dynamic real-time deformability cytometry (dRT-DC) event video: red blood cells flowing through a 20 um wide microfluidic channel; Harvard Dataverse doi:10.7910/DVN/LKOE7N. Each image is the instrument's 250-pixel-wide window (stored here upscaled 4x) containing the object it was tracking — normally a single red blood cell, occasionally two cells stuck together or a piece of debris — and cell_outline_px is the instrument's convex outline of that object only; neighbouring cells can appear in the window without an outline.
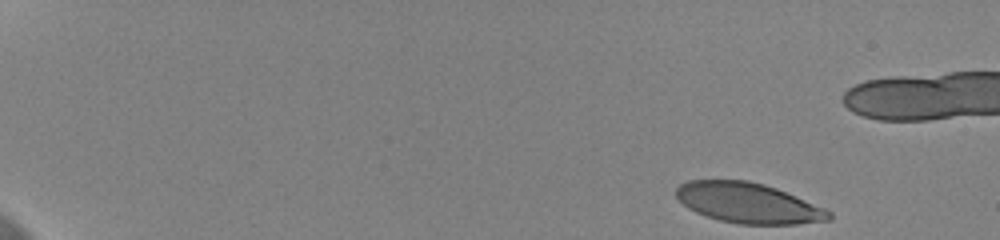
{"species": "human", "species_latin": "Homo sapiens", "temperature_condition": "cold", "stored_images_in_passage": 13, "camera_frame_rate_fps": 3000, "um_per_image_px": 0.085, "donor": {"sex": "female"}, "frame": {"image": 1, "passage_image": 1, "time_ms": 0.0, "image_size_px": [1000, 240], "cell_outline_px": [[832, 220], [796, 224], [740, 224], [720, 220], [696, 212], [688, 208], [676, 196], [676, 188], [680, 184], [688, 180], [748, 180], [764, 184], [776, 188], [824, 208], [832, 212]], "centroid_in_image_um": [63.61, 17.25], "position_along_channel_um": 21.4, "area_um2": 35.66}}
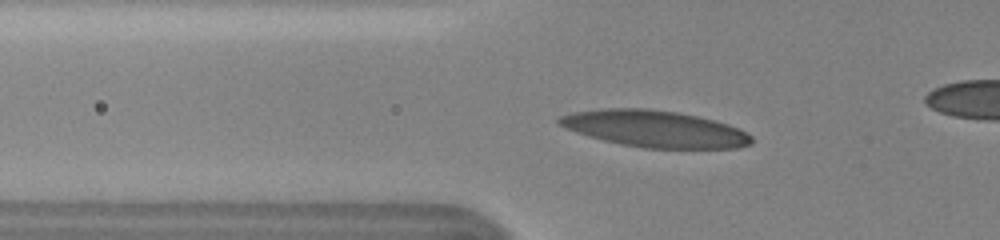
{"frame": {"image": 2, "passage_image": 10, "time_ms": 3.0, "image_size_px": [1000, 240], "cell_outline_px": [[752, 144], [736, 148], [644, 148], [620, 144], [588, 136], [576, 132], [560, 124], [556, 120], [560, 116], [572, 112], [608, 108], [644, 108], [676, 112], [696, 116], [728, 124], [748, 132], [752, 136]], "centroid_in_image_um": [55.67, 10.95], "position_along_channel_um": 70.1, "area_um2": 40.86}}